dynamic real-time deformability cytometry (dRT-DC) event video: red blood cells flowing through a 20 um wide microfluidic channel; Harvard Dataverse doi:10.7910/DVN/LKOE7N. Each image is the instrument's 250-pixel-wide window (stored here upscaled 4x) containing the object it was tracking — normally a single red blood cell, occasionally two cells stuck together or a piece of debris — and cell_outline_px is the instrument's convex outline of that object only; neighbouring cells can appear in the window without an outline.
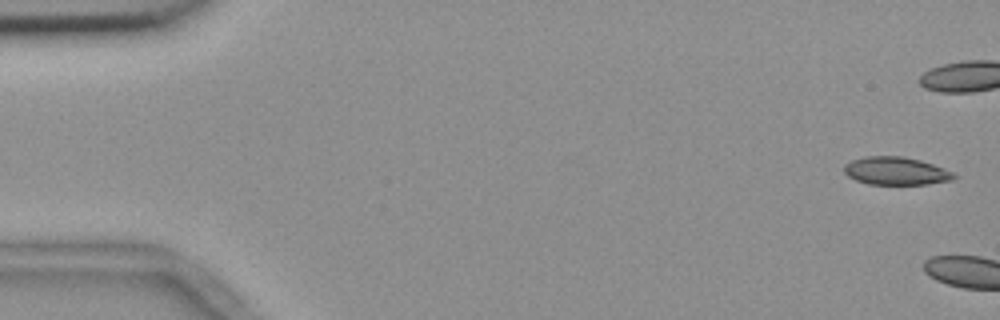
{"species": "common noctule bat (a hibernating species)", "species_latin": "Nyctalus noctula", "temperature_condition": "room temperature", "stored_images_in_passage": 6, "camera_frame_rate_fps": 3000, "um_per_image_px": 0.085, "animal": {"sex": "female", "body_mass_g": 18.4}, "frame": {"image": 1, "passage_image": 1, "time_ms": 0.0, "image_size_px": [1000, 320], "cell_outline_px": [[960, 176], [952, 180], [928, 184], [868, 184], [856, 180], [848, 176], [844, 172], [844, 164], [852, 160], [864, 156], [904, 156], [920, 160], [944, 168]], "centroid_in_image_um": [76.17, 14.53], "position_along_channel_um": 8.8, "area_um2": 17.98}}
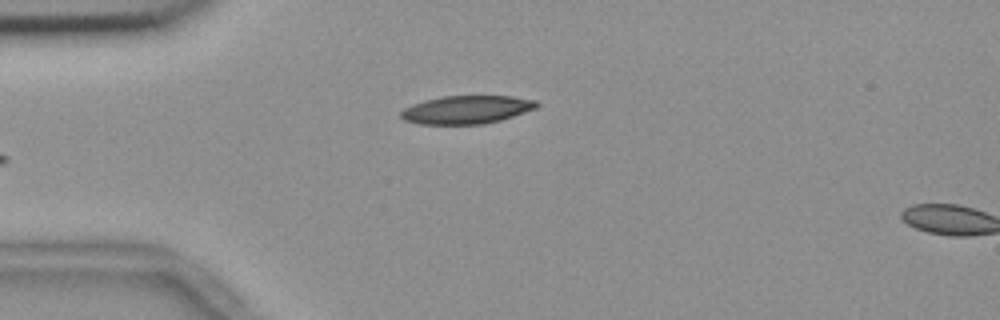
{"frame": {"image": 2, "passage_image": 6, "time_ms": 1.667, "image_size_px": [1000, 320], "cell_outline_px": [[540, 104], [536, 108], [500, 120], [484, 124], [420, 124], [404, 120], [400, 116], [400, 112], [404, 108], [412, 104], [424, 100], [444, 96], [512, 96], [536, 100]], "centroid_in_image_um": [39.65, 9.32], "position_along_channel_um": 45.4, "area_um2": 22.25}}